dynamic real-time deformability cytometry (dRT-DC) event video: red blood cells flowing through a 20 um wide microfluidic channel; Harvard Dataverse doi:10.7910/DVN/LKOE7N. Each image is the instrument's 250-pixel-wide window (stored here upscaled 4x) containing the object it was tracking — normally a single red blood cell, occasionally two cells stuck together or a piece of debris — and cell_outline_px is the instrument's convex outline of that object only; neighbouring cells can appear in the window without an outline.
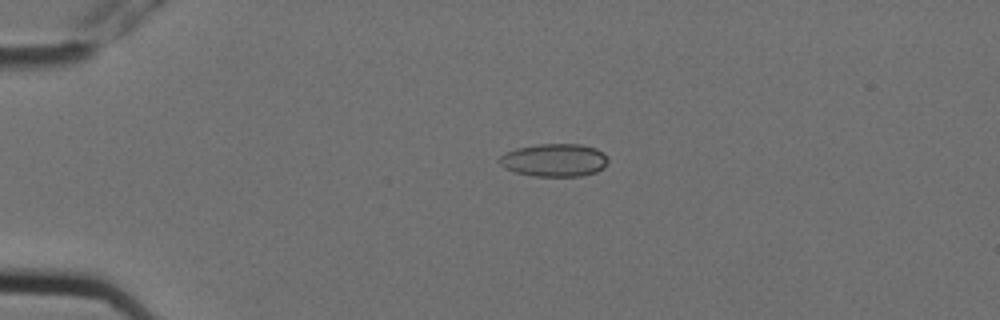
{"species": "Egyptian fruit bat (a non-hibernating species)", "species_latin": "Rousettus aegyptiacus", "temperature_condition": "cold", "stored_images_in_passage": 4, "camera_frame_rate_fps": 3000, "um_per_image_px": 0.085, "animal": {"sex": "female"}, "frame": {"image": 1, "passage_image": 3, "time_ms": 0.667, "image_size_px": [1000, 320], "cell_outline_px": [[608, 160], [604, 168], [596, 172], [580, 176], [532, 176], [516, 172], [504, 168], [500, 164], [500, 156], [516, 148], [540, 144], [580, 144], [596, 148], [604, 152]], "centroid_in_image_um": [47.15, 13.61], "position_along_channel_um": 37.9, "area_um2": 20.81}}